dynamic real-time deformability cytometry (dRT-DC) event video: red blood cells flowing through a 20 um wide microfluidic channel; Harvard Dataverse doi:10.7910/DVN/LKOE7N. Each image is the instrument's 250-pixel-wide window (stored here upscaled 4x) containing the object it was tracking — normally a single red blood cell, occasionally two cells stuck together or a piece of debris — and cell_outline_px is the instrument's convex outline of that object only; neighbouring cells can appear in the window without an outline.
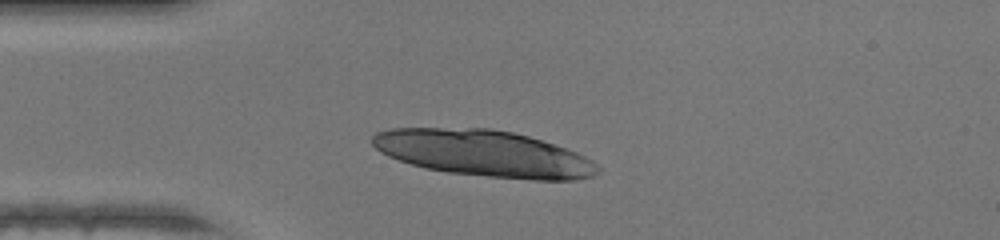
{"species": "human", "species_latin": "Homo sapiens", "temperature_condition": "warm", "stored_images_in_passage": 36, "camera_frame_rate_fps": 3000, "um_per_image_px": 0.085, "donor": {"sex": "female"}, "frame": {"image": 1, "passage_image": 1, "time_ms": 0.0, "image_size_px": [1000, 240], "cell_outline_px": [[600, 172], [592, 176], [576, 180], [532, 180], [488, 176], [448, 172], [424, 168], [388, 156], [380, 152], [372, 144], [372, 136], [376, 132], [392, 128], [492, 128], [512, 132], [528, 136], [576, 152], [592, 160], [600, 168]], "centroid_in_image_um": [41.13, 13.04], "position_along_channel_um": 43.9, "area_um2": 60.69}}